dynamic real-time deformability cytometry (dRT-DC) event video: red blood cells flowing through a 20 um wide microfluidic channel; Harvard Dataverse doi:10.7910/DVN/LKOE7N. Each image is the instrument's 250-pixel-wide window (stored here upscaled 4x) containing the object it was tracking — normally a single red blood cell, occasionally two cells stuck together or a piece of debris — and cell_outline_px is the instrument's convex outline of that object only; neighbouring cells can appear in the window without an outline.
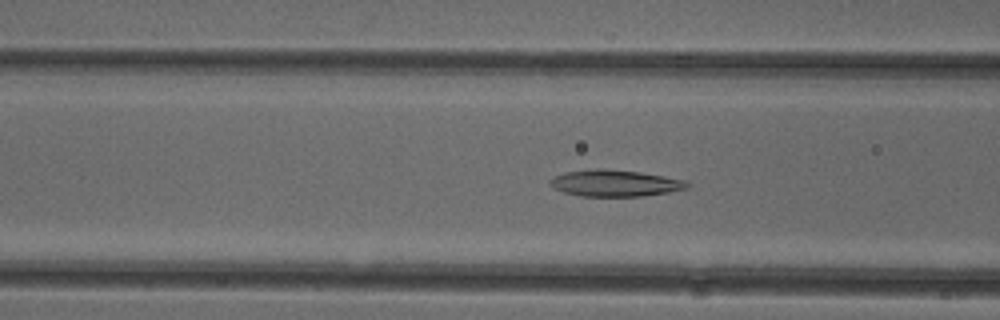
{"species": "common noctule bat (a hibernating species)", "species_latin": "Nyctalus noctula", "temperature_condition": "cold", "stored_images_in_passage": 53, "camera_frame_rate_fps": 3000, "um_per_image_px": 0.085, "animal": {"sex": "female"}, "frame": {"image": 1, "passage_image": 20, "time_ms": 6.333, "image_size_px": [1000, 320], "cell_outline_px": [[692, 184], [688, 188], [668, 192], [644, 196], [580, 196], [564, 192], [552, 188], [548, 180], [552, 176], [564, 172], [596, 168], [600, 168], [640, 172], [664, 176], [684, 180]], "centroid_in_image_um": [52.24, 15.56], "position_along_channel_um": 114.4, "area_um2": 21.39}}
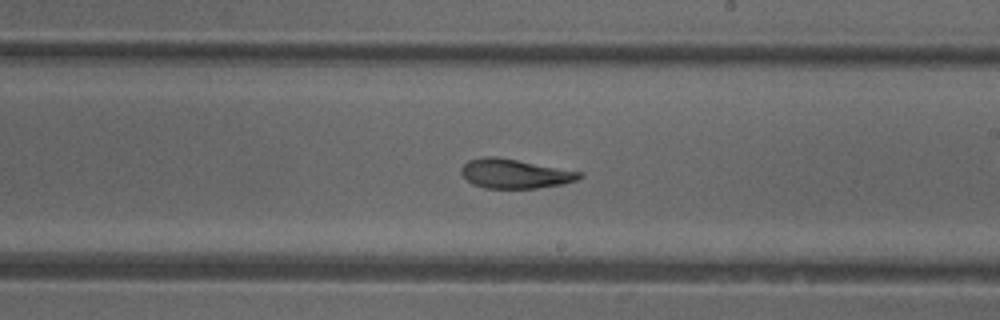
{"frame": {"image": 2, "passage_image": 30, "time_ms": 9.667, "image_size_px": [1000, 320], "cell_outline_px": [[584, 176], [576, 180], [560, 184], [536, 188], [484, 188], [472, 184], [460, 172], [460, 168], [468, 160], [484, 156], [496, 156], [584, 172]], "centroid_in_image_um": [43.75, 14.75], "position_along_channel_um": 245.2, "area_um2": 20.23}}
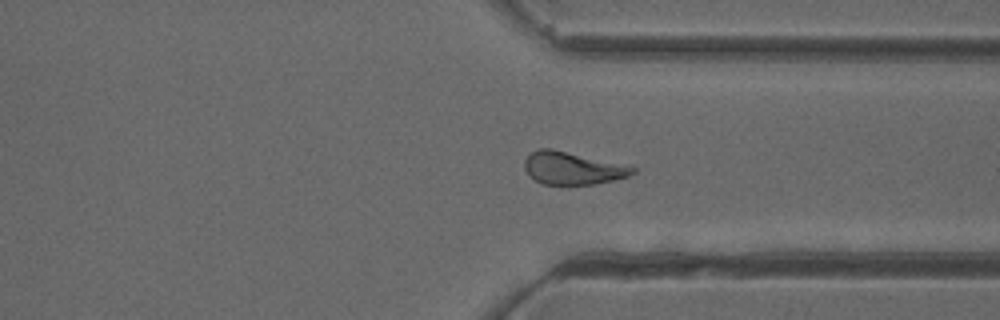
{"frame": {"image": 3, "passage_image": 39, "time_ms": 12.667, "image_size_px": [1000, 320], "cell_outline_px": [[636, 172], [628, 176], [596, 184], [544, 184], [528, 176], [524, 168], [524, 160], [532, 152], [540, 148], [552, 148], [632, 164], [636, 168]], "centroid_in_image_um": [48.74, 14.27], "position_along_channel_um": 362.7, "area_um2": 21.1}, "authors_computed_cell_mechanics": {"area_um2": 21.386, "velocity_mm_per_s": 3.9258, "shape_relaxation_time_tau1_ms": 6.72, "shape_relaxation_time_tau2_ms": 2.2797, "deformation_change_tau1": 0.1963, "deformation_change_tau2": 0.1008}}